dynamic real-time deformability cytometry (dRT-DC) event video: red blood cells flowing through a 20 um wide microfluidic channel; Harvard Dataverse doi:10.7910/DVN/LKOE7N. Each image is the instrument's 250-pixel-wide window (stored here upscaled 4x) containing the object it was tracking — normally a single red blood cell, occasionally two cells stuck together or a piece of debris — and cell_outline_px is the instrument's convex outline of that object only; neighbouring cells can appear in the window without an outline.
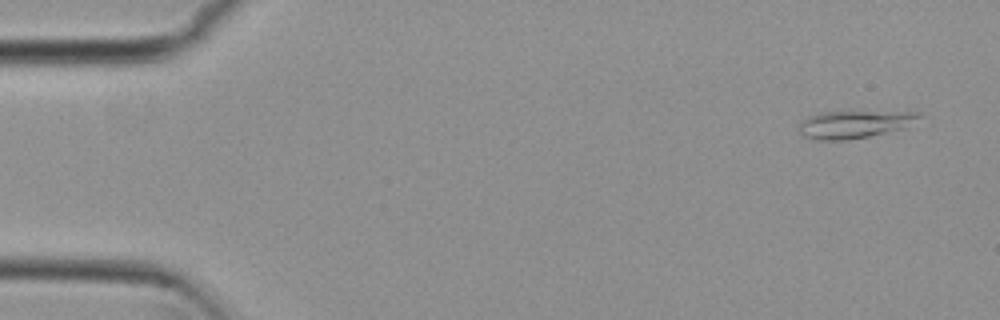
{"species": "common noctule bat (a hibernating species)", "species_latin": "Nyctalus noctula", "temperature_condition": "cold", "stored_images_in_passage": 42, "camera_frame_rate_fps": 3000, "um_per_image_px": 0.085, "animal": {"sex": "female", "body_mass_g": 29.2, "forearm_length_mm": 56.3}, "frame": {"image": 1, "passage_image": 3, "time_ms": 0.667, "image_size_px": [1000, 320], "cell_outline_px": [[924, 116], [900, 128], [868, 136], [848, 140], [820, 140], [804, 136], [800, 132], [800, 124], [808, 116], [824, 112], [920, 112]], "centroid_in_image_um": [72.6, 10.56], "position_along_channel_um": 12.4, "area_um2": 18.67}}